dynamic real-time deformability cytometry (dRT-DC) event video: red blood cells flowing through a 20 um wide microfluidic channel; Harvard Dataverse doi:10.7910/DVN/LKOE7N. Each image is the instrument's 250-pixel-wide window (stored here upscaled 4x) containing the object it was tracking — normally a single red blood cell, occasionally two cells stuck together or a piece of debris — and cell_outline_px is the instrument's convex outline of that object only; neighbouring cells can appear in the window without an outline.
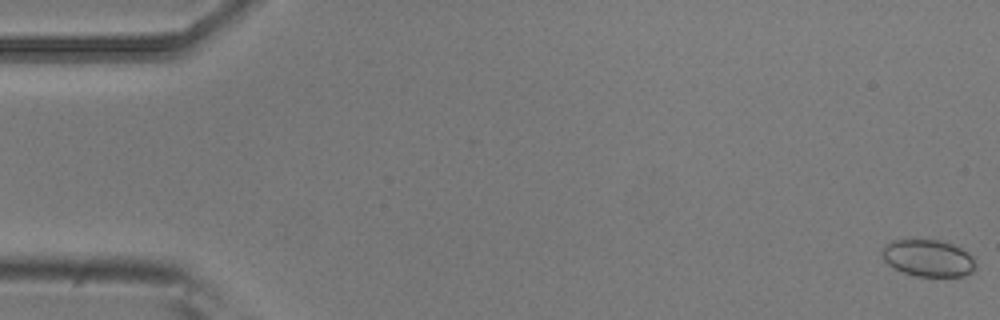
{"species": "common noctule bat (a hibernating species)", "species_latin": "Nyctalus noctula", "temperature_condition": "room temperature", "stored_images_in_passage": 9, "camera_frame_rate_fps": 3000, "um_per_image_px": 0.085, "animal": {"sex": "male", "body_mass_g": 20.5, "forearm_length_mm": 52.5}, "frame": {"image": 1, "passage_image": 1, "time_ms": 0.0, "image_size_px": [1000, 320], "cell_outline_px": [[976, 268], [972, 272], [964, 276], [916, 276], [904, 272], [888, 264], [880, 256], [880, 248], [892, 240], [944, 240], [968, 252], [972, 256], [976, 264]], "centroid_in_image_um": [78.88, 21.93], "position_along_channel_um": 6.1, "area_um2": 20.29}}
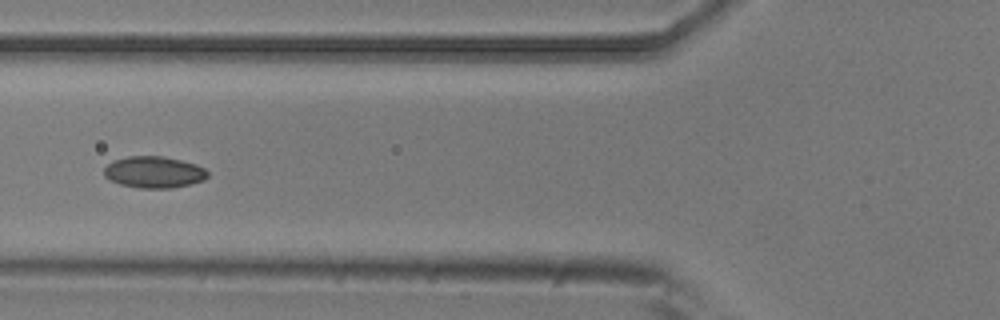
{"frame": {"image": 2, "passage_image": 6, "time_ms": 1.667, "image_size_px": [1000, 320], "cell_outline_px": [[208, 176], [204, 180], [172, 188], [140, 188], [120, 184], [108, 180], [104, 176], [104, 168], [112, 160], [128, 156], [160, 156], [180, 160], [196, 164], [204, 168], [208, 172]], "centroid_in_image_um": [13.05, 14.63], "position_along_channel_um": 112.7, "area_um2": 19.07}}
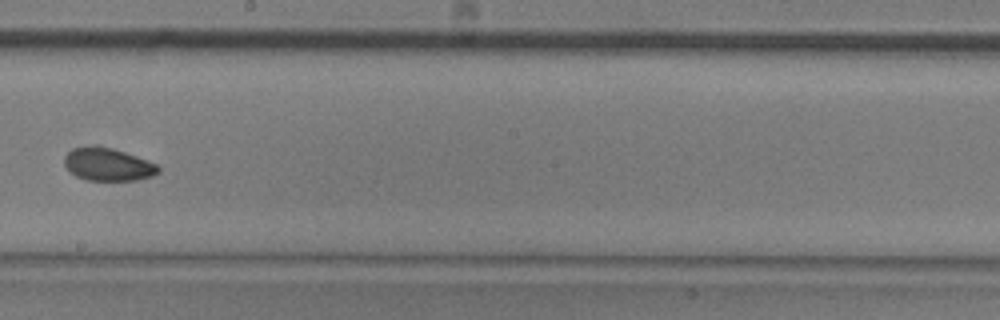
{"frame": {"image": 3, "passage_image": 9, "time_ms": 2.667, "image_size_px": [1000, 320], "cell_outline_px": [[160, 172], [152, 176], [136, 180], [84, 180], [76, 176], [64, 164], [64, 156], [72, 148], [96, 144], [100, 144], [136, 156], [156, 164], [160, 168]], "centroid_in_image_um": [9.15, 13.96], "position_along_channel_um": 239.1, "area_um2": 18.09}}